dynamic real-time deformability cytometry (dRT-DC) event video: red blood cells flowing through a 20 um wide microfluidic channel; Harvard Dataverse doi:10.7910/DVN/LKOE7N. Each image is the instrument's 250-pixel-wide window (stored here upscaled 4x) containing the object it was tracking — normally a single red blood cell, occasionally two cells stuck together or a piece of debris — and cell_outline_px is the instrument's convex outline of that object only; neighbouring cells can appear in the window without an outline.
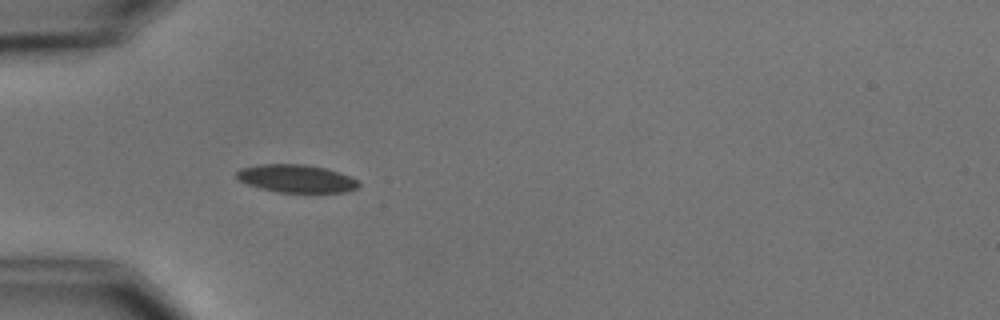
{"species": "common noctule bat (a hibernating species)", "species_latin": "Nyctalus noctula", "temperature_condition": "cold", "stored_images_in_passage": 5, "camera_frame_rate_fps": 3000, "um_per_image_px": 0.085, "animal": {"sex": "male", "body_mass_g": 15.6}, "frame": {"image": 1, "passage_image": 4, "time_ms": 3.667, "image_size_px": [1000, 320], "cell_outline_px": [[360, 188], [344, 192], [280, 192], [260, 188], [248, 184], [240, 180], [236, 176], [236, 172], [240, 168], [260, 164], [304, 164], [324, 168], [340, 172], [360, 180]], "centroid_in_image_um": [25.24, 15.17], "position_along_channel_um": 59.8, "area_um2": 19.88}}